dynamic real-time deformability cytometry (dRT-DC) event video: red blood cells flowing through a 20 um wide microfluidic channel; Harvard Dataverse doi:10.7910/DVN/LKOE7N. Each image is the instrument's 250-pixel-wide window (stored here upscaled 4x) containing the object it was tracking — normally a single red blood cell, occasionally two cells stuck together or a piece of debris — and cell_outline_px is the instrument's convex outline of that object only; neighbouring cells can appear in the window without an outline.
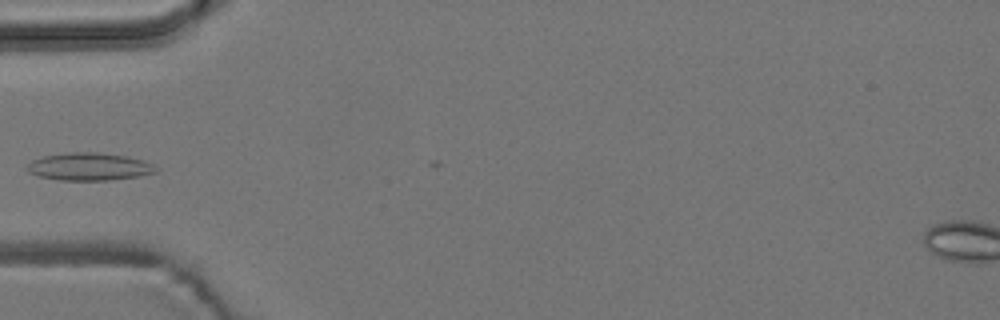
{"species": "common noctule bat (a hibernating species)", "species_latin": "Nyctalus noctula", "temperature_condition": "room temperature", "stored_images_in_passage": 6, "camera_frame_rate_fps": 3000, "um_per_image_px": 0.085, "animal": {"sex": "male", "body_mass_g": 19.2, "forearm_length_mm": 51.8}, "frame": {"image": 1, "passage_image": 6, "time_ms": 5.667, "image_size_px": [1000, 320], "cell_outline_px": [[160, 168], [156, 172], [140, 176], [108, 180], [60, 180], [40, 176], [28, 172], [24, 168], [32, 160], [44, 156], [68, 152], [96, 152], [128, 156], [144, 160]], "centroid_in_image_um": [7.6, 14.16], "position_along_channel_um": 77.4, "area_um2": 20.87}}